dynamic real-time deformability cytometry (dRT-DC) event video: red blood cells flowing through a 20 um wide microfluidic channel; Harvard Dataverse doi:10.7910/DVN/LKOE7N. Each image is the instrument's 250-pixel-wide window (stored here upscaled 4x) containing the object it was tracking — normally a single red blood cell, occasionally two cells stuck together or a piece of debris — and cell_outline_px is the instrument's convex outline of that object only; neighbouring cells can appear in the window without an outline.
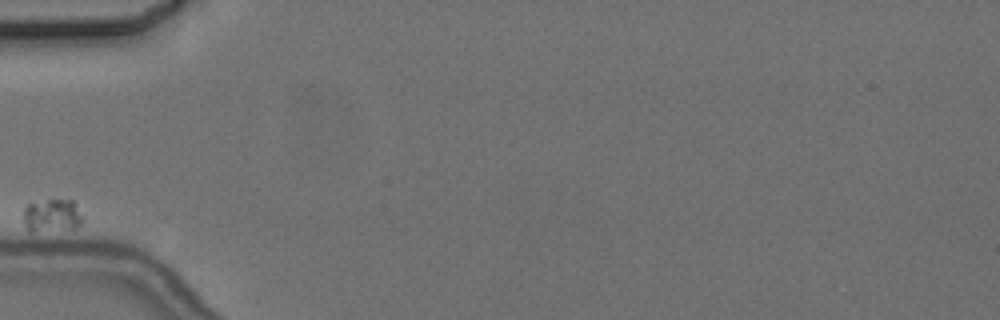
{"species": "common noctule bat (a hibernating species)", "species_latin": "Nyctalus noctula", "temperature_condition": "cold", "stored_images_in_passage": 1, "camera_frame_rate_fps": 3000, "um_per_image_px": 0.085, "animal": {"sex": "female", "body_mass_g": 24.6, "forearm_length_mm": 56.2}, "frame": {"image": 1, "passage_image": 1, "time_ms": 0.0, "image_size_px": [1000, 320], "cell_outline_px": [[84, 220], [76, 228], [32, 232], [24, 224], [24, 208], [28, 204], [48, 200], [72, 200], [84, 216]], "centroid_in_image_um": [4.45, 18.33], "position_along_channel_um": 80.5, "area_um2": 11.39}}